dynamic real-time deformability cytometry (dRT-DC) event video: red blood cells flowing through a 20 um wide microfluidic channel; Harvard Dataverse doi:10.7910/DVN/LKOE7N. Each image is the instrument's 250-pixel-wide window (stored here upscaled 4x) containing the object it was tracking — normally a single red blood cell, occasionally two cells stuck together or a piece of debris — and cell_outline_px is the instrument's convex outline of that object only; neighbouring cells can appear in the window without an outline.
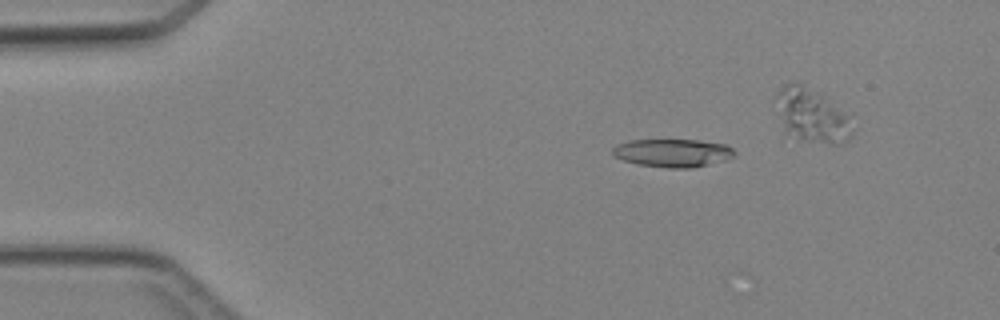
{"species": "Egyptian fruit bat (a non-hibernating species)", "species_latin": "Rousettus aegyptiacus", "temperature_condition": "cold", "stored_images_in_passage": 8, "camera_frame_rate_fps": 3000, "um_per_image_px": 0.085, "animal": {"sex": "female"}, "frame": {"image": 1, "passage_image": 3, "time_ms": 2.333, "image_size_px": [1000, 320], "cell_outline_px": [[736, 156], [728, 160], [692, 168], [668, 168], [636, 164], [612, 156], [612, 148], [616, 144], [628, 140], [700, 140], [724, 144], [732, 148], [736, 152]], "centroid_in_image_um": [57.19, 13.0], "position_along_channel_um": 27.8, "area_um2": 20.29}}
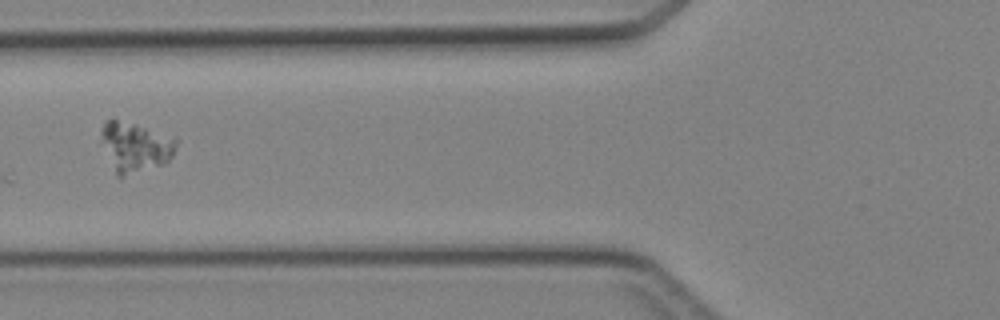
{"frame": {"image": 2, "passage_image": 7, "time_ms": 7.0, "image_size_px": [1000, 320], "cell_outline_px": [[176, 144], [172, 156], [164, 164], [120, 176], [116, 176], [100, 140], [100, 128], [108, 120], [116, 120], [136, 124], [176, 136]], "centroid_in_image_um": [11.49, 12.46], "position_along_channel_um": 114.3, "area_um2": 21.68}}
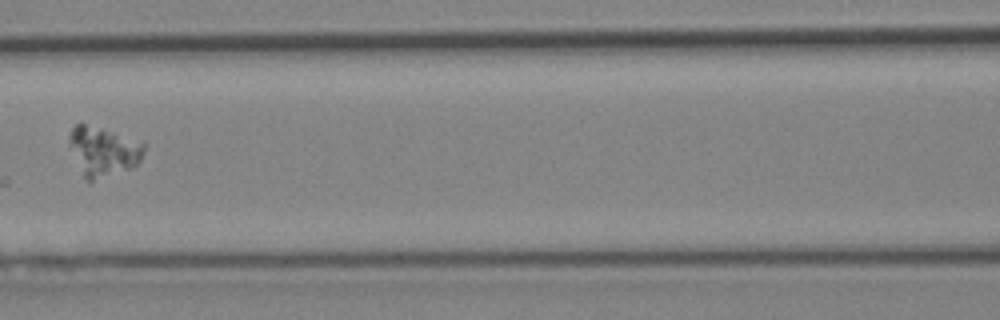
{"frame": {"image": 3, "passage_image": 8, "time_ms": 8.0, "image_size_px": [1000, 320], "cell_outline_px": [[144, 152], [140, 160], [132, 168], [88, 184], [68, 144], [68, 136], [72, 128], [76, 124], [84, 124], [104, 128], [144, 140]], "centroid_in_image_um": [8.8, 12.86], "position_along_channel_um": 157.8, "area_um2": 22.08}}